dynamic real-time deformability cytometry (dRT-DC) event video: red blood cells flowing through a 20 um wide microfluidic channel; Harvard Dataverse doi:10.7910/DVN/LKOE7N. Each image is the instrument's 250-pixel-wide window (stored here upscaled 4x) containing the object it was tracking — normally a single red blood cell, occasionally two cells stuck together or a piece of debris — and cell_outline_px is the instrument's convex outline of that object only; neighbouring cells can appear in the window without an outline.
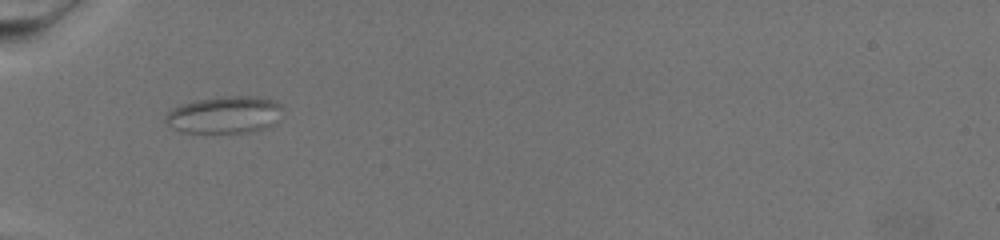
{"species": "common noctule bat (a hibernating species)", "species_latin": "Nyctalus noctula", "temperature_condition": "warm", "stored_images_in_passage": 9, "camera_frame_rate_fps": 3000, "um_per_image_px": 0.085, "animal": {"sex": "female", "body_mass_g": 19.5, "forearm_length_mm": 54.1}, "frame": {"image": 1, "passage_image": 1, "time_ms": 0.0, "image_size_px": [1000, 240], "cell_outline_px": [[280, 108], [268, 124], [264, 128], [240, 132], [188, 132], [176, 128], [164, 120], [164, 116], [172, 108], [180, 104], [196, 100], [220, 96], [256, 96], [276, 100], [280, 104]], "centroid_in_image_um": [18.99, 9.71], "position_along_channel_um": 66.0, "area_um2": 24.39}}